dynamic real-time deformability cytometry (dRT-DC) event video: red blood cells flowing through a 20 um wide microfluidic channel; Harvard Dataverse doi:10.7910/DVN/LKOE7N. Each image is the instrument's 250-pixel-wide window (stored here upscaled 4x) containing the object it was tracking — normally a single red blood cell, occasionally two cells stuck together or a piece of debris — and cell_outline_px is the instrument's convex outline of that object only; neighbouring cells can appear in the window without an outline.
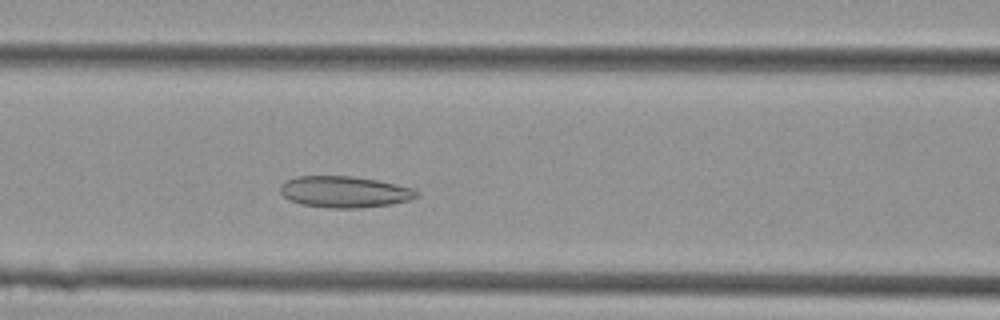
{"species": "Egyptian fruit bat (a non-hibernating species)", "species_latin": "Rousettus aegyptiacus", "temperature_condition": "cold", "stored_images_in_passage": 31, "camera_frame_rate_fps": 3000, "um_per_image_px": 0.085, "animal": {"sex": "female"}, "frame": {"image": 1, "passage_image": 10, "time_ms": 3.0, "image_size_px": [1000, 320], "cell_outline_px": [[420, 196], [408, 200], [392, 204], [360, 208], [332, 208], [300, 204], [288, 200], [280, 192], [280, 184], [296, 176], [352, 176], [376, 180], [396, 184], [412, 188], [420, 192]], "centroid_in_image_um": [29.28, 16.31], "position_along_channel_um": 137.3, "area_um2": 25.03}}
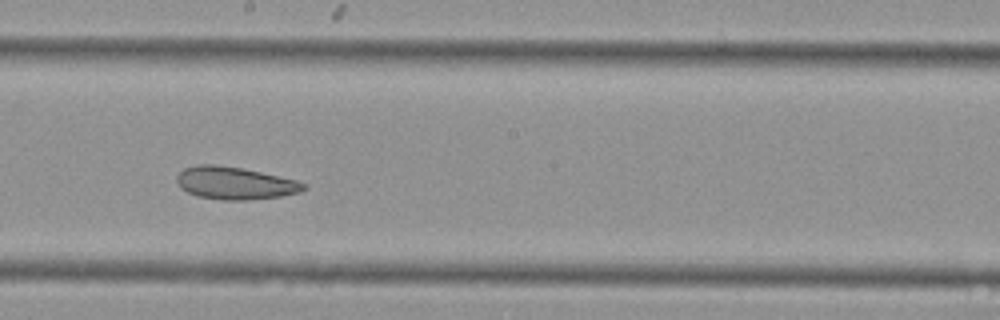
{"frame": {"image": 2, "passage_image": 16, "time_ms": 5.0, "image_size_px": [1000, 320], "cell_outline_px": [[308, 188], [300, 192], [280, 196], [248, 200], [220, 200], [196, 196], [180, 188], [176, 180], [176, 176], [184, 168], [196, 164], [216, 164], [240, 168], [260, 172], [296, 180], [308, 184]], "centroid_in_image_um": [19.95, 15.57], "position_along_channel_um": 228.2, "area_um2": 24.16}}
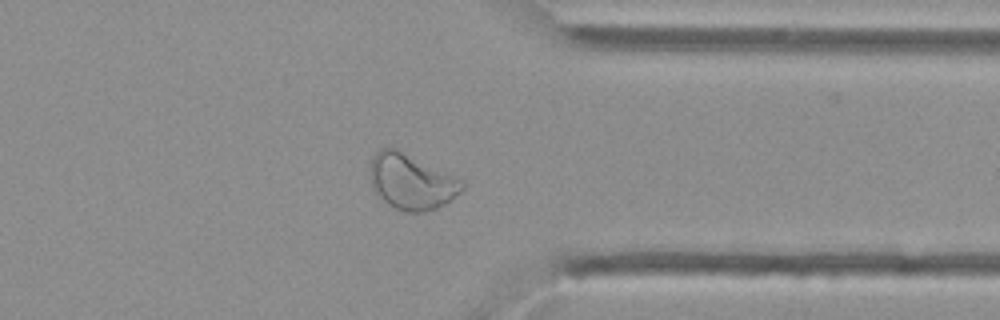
{"frame": {"image": 3, "passage_image": 26, "time_ms": 8.333, "image_size_px": [1000, 320], "cell_outline_px": [[464, 188], [460, 192], [444, 204], [436, 208], [424, 212], [404, 212], [388, 204], [376, 196], [372, 188], [368, 176], [368, 172], [372, 156], [380, 148], [400, 148], [464, 180]], "centroid_in_image_um": [34.93, 15.41], "position_along_channel_um": 376.5, "area_um2": 30.58}}